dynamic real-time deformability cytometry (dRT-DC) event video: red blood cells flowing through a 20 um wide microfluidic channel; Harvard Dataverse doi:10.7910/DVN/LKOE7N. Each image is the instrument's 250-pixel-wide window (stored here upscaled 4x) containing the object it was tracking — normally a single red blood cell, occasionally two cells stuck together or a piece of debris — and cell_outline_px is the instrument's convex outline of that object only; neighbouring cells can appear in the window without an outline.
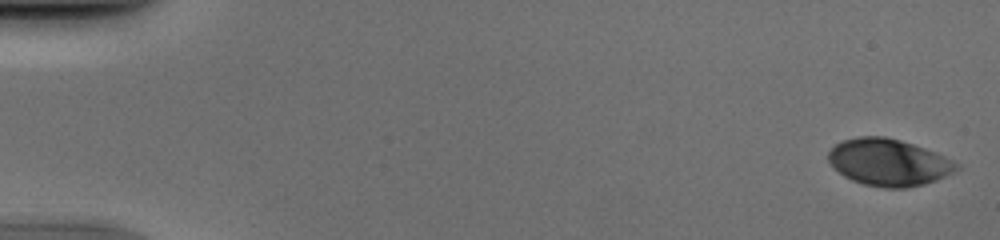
{"species": "human", "species_latin": "Homo sapiens", "temperature_condition": "cold", "stored_images_in_passage": 53, "camera_frame_rate_fps": 3000, "um_per_image_px": 0.085, "donor": {"sex": "male"}, "frame": {"image": 1, "passage_image": 2, "time_ms": 0.333, "image_size_px": [1000, 240], "cell_outline_px": [[960, 168], [936, 180], [924, 184], [904, 188], [884, 188], [864, 184], [852, 180], [844, 176], [828, 160], [828, 152], [836, 144], [844, 140], [856, 136], [884, 136], [900, 140], [936, 152], [960, 164]], "centroid_in_image_um": [75.54, 13.79], "position_along_channel_um": 9.5, "area_um2": 34.8}}
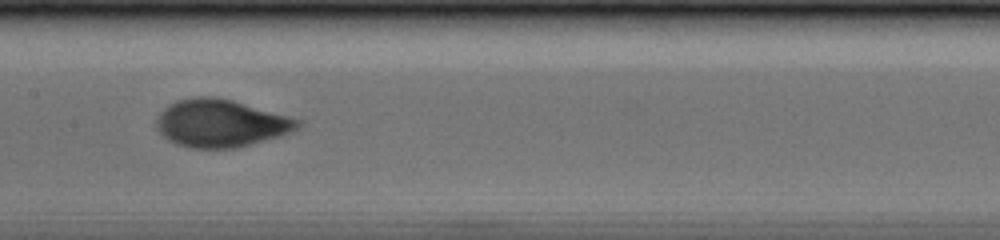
{"frame": {"image": 2, "passage_image": 28, "time_ms": 9.0, "image_size_px": [1000, 240], "cell_outline_px": [[304, 124], [280, 136], [236, 148], [192, 148], [176, 144], [168, 140], [156, 128], [156, 120], [160, 112], [168, 104], [176, 100], [192, 96], [212, 96], [232, 100], [304, 120]], "centroid_in_image_um": [18.75, 10.46], "position_along_channel_um": 188.6, "area_um2": 39.36}}
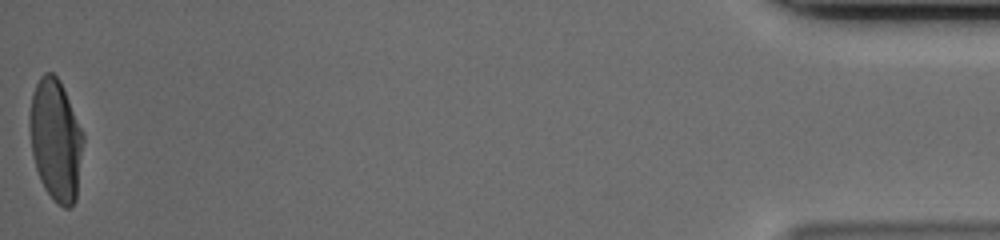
{"frame": {"image": 3, "passage_image": 53, "time_ms": 17.333, "image_size_px": [1000, 240], "cell_outline_px": [[84, 140], [76, 200], [72, 208], [64, 208], [44, 188], [40, 180], [36, 168], [32, 152], [28, 124], [28, 116], [32, 92], [40, 76], [44, 72], [52, 72], [60, 80], [84, 132]], "centroid_in_image_um": [4.73, 11.85], "position_along_channel_um": 430.5, "area_um2": 38.38}}